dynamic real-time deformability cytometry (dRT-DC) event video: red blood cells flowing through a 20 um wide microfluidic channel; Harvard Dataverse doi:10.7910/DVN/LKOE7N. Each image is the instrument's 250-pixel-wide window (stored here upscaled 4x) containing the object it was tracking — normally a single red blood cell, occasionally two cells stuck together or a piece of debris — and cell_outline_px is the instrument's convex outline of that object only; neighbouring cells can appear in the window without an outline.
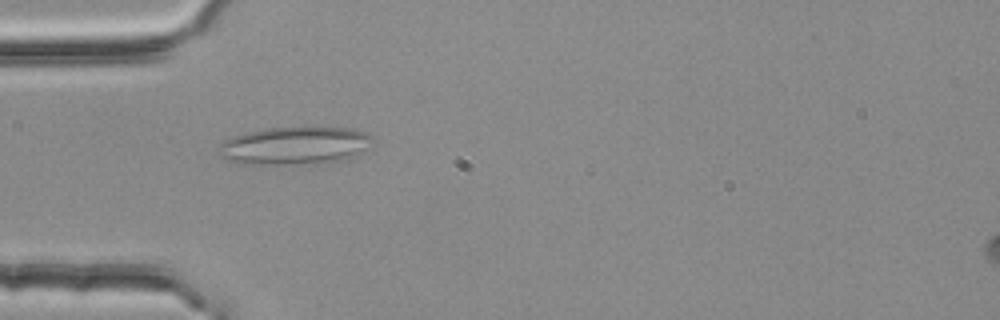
{"species": "common noctule bat (a hibernating species)", "species_latin": "Nyctalus noctula", "temperature_condition": "room temperature", "stored_images_in_passage": 42, "camera_frame_rate_fps": 3000, "um_per_image_px": 0.085, "animal": {"sex": "female", "body_mass_g": 25.1}, "frame": {"image": 1, "passage_image": 4, "time_ms": 1.0, "image_size_px": [1000, 320], "cell_outline_px": [[372, 136], [360, 152], [356, 156], [344, 160], [284, 164], [248, 164], [224, 160], [216, 152], [220, 144], [224, 140], [232, 136], [248, 132], [268, 128], [304, 124], [352, 128], [364, 132]], "centroid_in_image_um": [24.98, 12.32], "position_along_channel_um": 60.0, "area_um2": 34.51}}
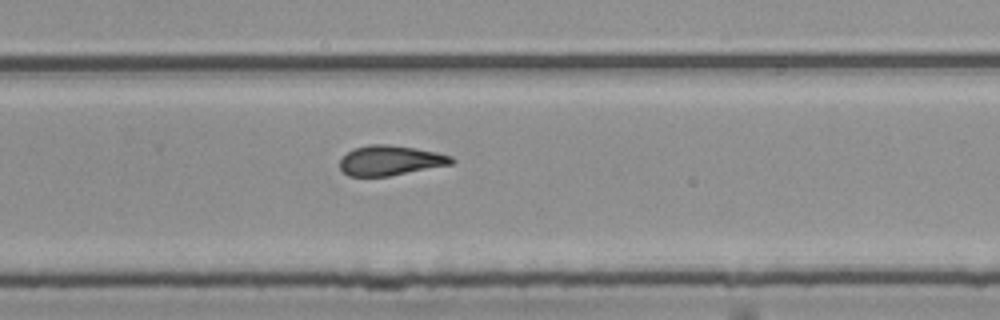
{"frame": {"image": 2, "passage_image": 23, "time_ms": 7.333, "image_size_px": [1000, 320], "cell_outline_px": [[456, 160], [452, 164], [388, 176], [348, 176], [340, 168], [340, 160], [352, 148], [368, 144], [388, 144], [416, 148], [436, 152], [452, 156]], "centroid_in_image_um": [33.17, 13.63], "position_along_channel_um": 296.6, "area_um2": 19.48}}
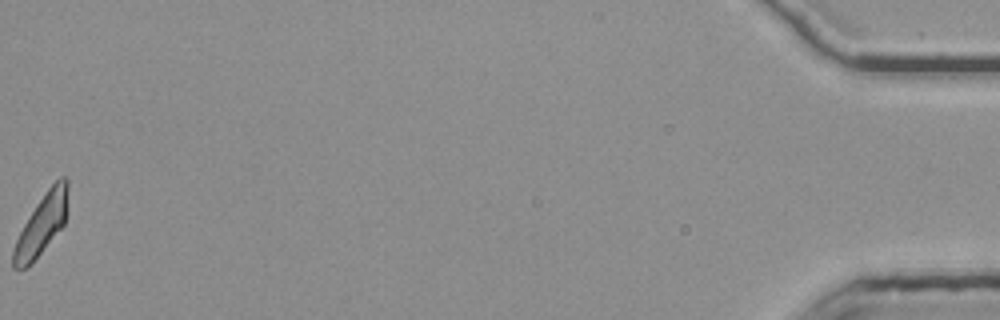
{"frame": {"image": 3, "passage_image": 42, "time_ms": 13.667, "image_size_px": [1000, 320], "cell_outline_px": [[68, 212], [64, 224], [32, 264], [24, 268], [12, 268], [12, 248], [28, 216], [36, 204], [48, 188], [60, 176], [64, 176], [68, 180]], "centroid_in_image_um": [3.55, 19.07], "position_along_channel_um": 431.6, "area_um2": 19.36}, "authors_computed_cell_mechanics": {"area_um2": 19.7098, "velocity_mm_per_s": 3.7734, "shape_relaxation_time_tau1_ms": null, "shape_relaxation_time_tau2_ms": 3.4204, "deformation_change_tau1": null, "deformation_change_tau2": 0.1315}}